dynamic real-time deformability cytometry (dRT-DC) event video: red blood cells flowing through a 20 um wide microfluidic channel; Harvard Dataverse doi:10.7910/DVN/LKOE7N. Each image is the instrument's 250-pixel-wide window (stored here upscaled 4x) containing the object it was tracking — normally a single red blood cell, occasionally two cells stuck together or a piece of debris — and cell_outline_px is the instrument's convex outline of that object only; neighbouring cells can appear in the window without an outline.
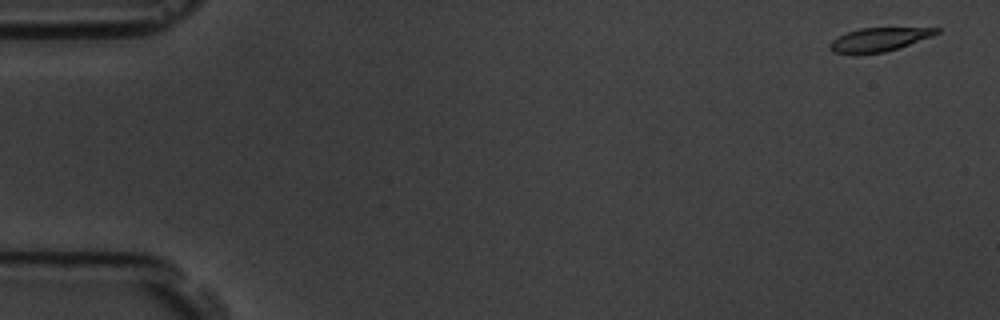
{"species": "common noctule bat (a hibernating species)", "species_latin": "Nyctalus noctula", "temperature_condition": "room temperature", "stored_images_in_passage": 3, "camera_frame_rate_fps": 3000, "um_per_image_px": 0.085, "animal": {"sex": "male", "body_mass_g": 19.5, "forearm_length_mm": 54.6}, "frame": {"image": 1, "passage_image": 1, "time_ms": 0.0, "image_size_px": [1000, 320], "cell_outline_px": [[940, 32], [932, 36], [884, 52], [832, 52], [828, 44], [832, 40], [848, 32], [860, 28], [940, 28]], "centroid_in_image_um": [74.73, 3.33], "position_along_channel_um": 10.3, "area_um2": 13.99}}